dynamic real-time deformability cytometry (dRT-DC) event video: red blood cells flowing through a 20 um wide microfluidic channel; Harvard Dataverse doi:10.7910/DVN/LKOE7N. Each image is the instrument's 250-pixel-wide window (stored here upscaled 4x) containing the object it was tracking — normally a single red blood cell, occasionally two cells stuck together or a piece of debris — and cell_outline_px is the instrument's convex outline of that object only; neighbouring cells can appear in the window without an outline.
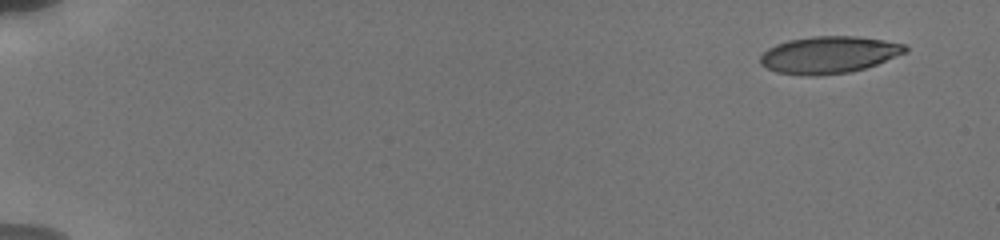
{"species": "human", "species_latin": "Homo sapiens", "temperature_condition": "cold", "stored_images_in_passage": 5, "camera_frame_rate_fps": 3000, "um_per_image_px": 0.085, "donor": {"sex": "male"}, "frame": {"image": 1, "passage_image": 1, "time_ms": 0.0, "image_size_px": [1000, 240], "cell_outline_px": [[908, 52], [876, 64], [864, 68], [848, 72], [812, 76], [808, 76], [776, 72], [760, 64], [760, 56], [768, 48], [776, 44], [788, 40], [812, 36], [856, 36], [884, 40], [904, 44], [908, 48]], "centroid_in_image_um": [70.45, 4.65], "position_along_channel_um": 14.6, "area_um2": 31.21}}
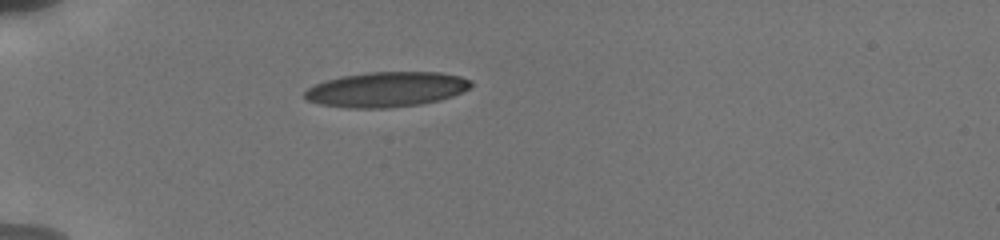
{"frame": {"image": 2, "passage_image": 5, "time_ms": 4.667, "image_size_px": [1000, 240], "cell_outline_px": [[472, 84], [468, 88], [452, 96], [440, 100], [420, 104], [388, 108], [348, 108], [320, 104], [304, 100], [304, 92], [308, 88], [324, 80], [340, 76], [368, 72], [440, 72], [460, 76], [472, 80]], "centroid_in_image_um": [32.81, 7.6], "position_along_channel_um": 52.2, "area_um2": 34.1}}